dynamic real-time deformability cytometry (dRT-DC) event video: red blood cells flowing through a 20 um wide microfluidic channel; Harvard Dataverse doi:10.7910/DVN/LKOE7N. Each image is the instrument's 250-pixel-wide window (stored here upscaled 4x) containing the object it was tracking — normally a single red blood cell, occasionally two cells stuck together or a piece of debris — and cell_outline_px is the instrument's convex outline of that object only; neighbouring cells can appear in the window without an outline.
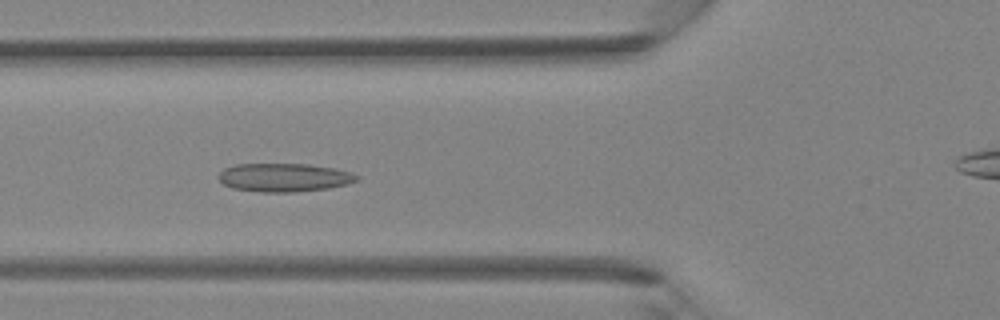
{"species": "Egyptian fruit bat (a non-hibernating species)", "species_latin": "Rousettus aegyptiacus", "temperature_condition": "room temperature", "stored_images_in_passage": 27, "camera_frame_rate_fps": 3000, "um_per_image_px": 0.085, "animal": {"sex": "female"}, "frame": {"image": 1, "passage_image": 3, "time_ms": 0.667, "image_size_px": [1000, 320], "cell_outline_px": [[360, 180], [348, 184], [328, 188], [296, 192], [260, 192], [232, 188], [224, 184], [216, 176], [224, 168], [232, 164], [308, 164], [336, 168], [352, 172], [360, 176]], "centroid_in_image_um": [24.17, 15.08], "position_along_channel_um": 101.6, "area_um2": 23.24}}
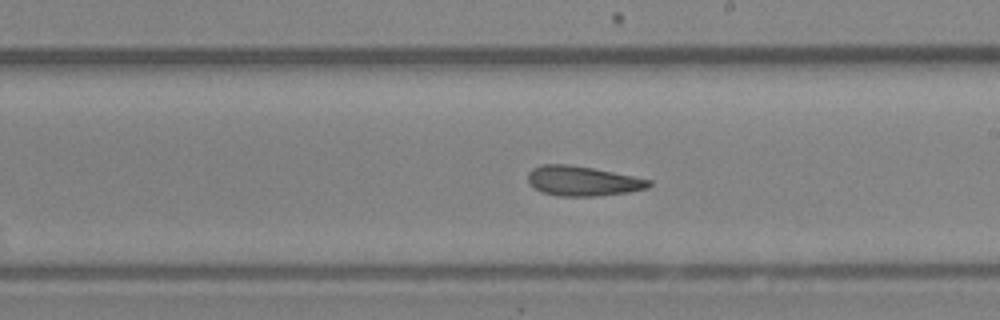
{"frame": {"image": 2, "passage_image": 12, "time_ms": 3.667, "image_size_px": [1000, 320], "cell_outline_px": [[652, 184], [648, 188], [628, 192], [600, 196], [560, 196], [540, 192], [528, 180], [528, 172], [532, 168], [540, 164], [568, 164], [592, 168], [652, 180]], "centroid_in_image_um": [49.52, 15.38], "position_along_channel_um": 239.5, "area_um2": 20.98}}
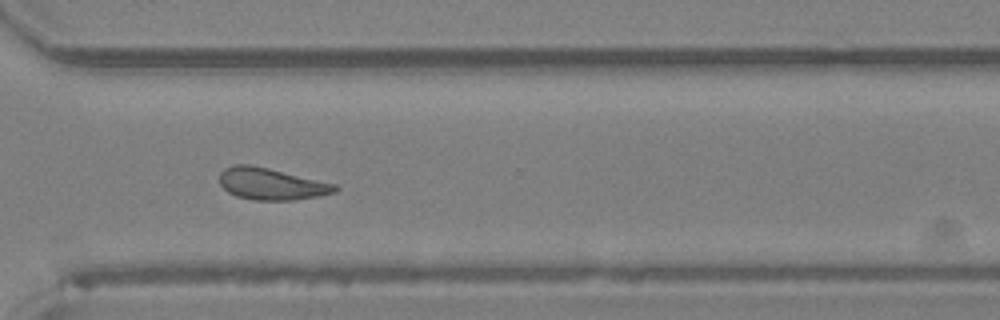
{"frame": {"image": 3, "passage_image": 19, "time_ms": 6.0, "image_size_px": [1000, 320], "cell_outline_px": [[340, 188], [336, 192], [316, 196], [292, 200], [252, 200], [236, 196], [228, 192], [220, 184], [220, 172], [224, 168], [232, 164], [252, 164], [336, 184]], "centroid_in_image_um": [23.03, 15.62], "position_along_channel_um": 347.6, "area_um2": 21.44}}